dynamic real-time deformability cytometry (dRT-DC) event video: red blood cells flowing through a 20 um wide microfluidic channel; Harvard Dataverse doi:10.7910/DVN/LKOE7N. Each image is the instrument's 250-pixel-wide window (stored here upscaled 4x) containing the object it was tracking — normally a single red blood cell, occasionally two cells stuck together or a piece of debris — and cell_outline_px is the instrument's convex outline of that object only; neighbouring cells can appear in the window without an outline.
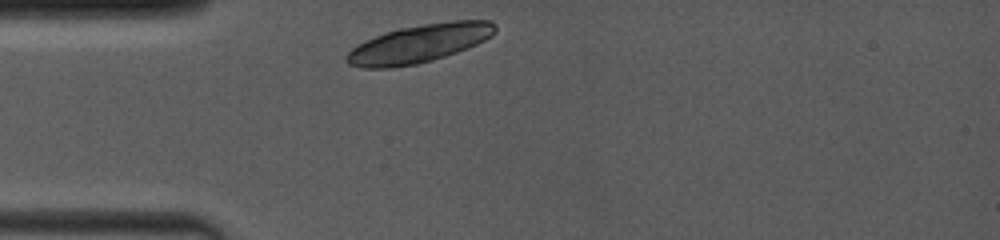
{"species": "common noctule bat (a hibernating species)", "species_latin": "Nyctalus noctula", "temperature_condition": "room temperature", "stored_images_in_passage": 2, "camera_frame_rate_fps": 4000, "um_per_image_px": 0.085, "animal": {"sex": "female", "body_mass_g": 19.0, "forearm_length_mm": 53.3}, "frame": {"image": 1, "passage_image": 1, "time_ms": 0.0, "image_size_px": [1000, 240], "cell_outline_px": [[496, 32], [492, 36], [468, 48], [432, 60], [416, 64], [392, 68], [360, 68], [348, 64], [344, 60], [344, 56], [352, 48], [364, 40], [400, 28], [424, 24], [452, 20], [488, 20], [496, 24]], "centroid_in_image_um": [35.61, 3.71], "position_along_channel_um": 49.4, "area_um2": 33.06}}